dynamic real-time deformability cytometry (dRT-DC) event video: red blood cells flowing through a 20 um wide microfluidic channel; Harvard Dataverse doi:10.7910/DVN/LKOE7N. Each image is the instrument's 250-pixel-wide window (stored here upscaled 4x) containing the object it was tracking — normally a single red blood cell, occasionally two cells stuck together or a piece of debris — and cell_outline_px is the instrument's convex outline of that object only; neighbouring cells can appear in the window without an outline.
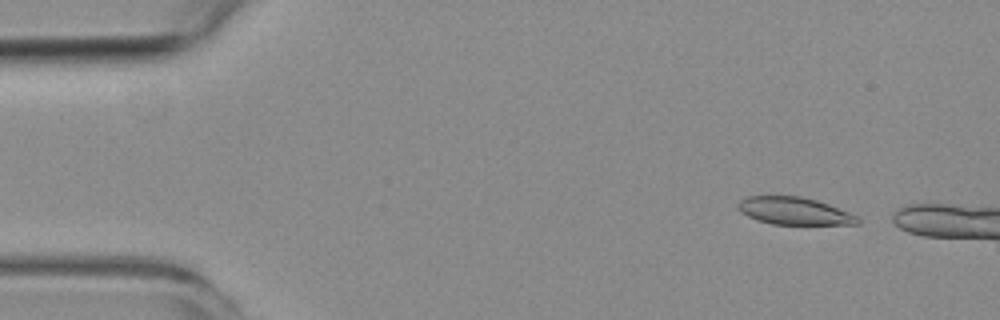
{"species": "common noctule bat (a hibernating species)", "species_latin": "Nyctalus noctula", "temperature_condition": "room temperature", "stored_images_in_passage": 3, "camera_frame_rate_fps": 3000, "um_per_image_px": 0.085, "animal": {"sex": "female", "body_mass_g": 19.3, "forearm_length_mm": 54.1}, "frame": {"image": 1, "passage_image": 1, "time_ms": 0.0, "image_size_px": [1000, 320], "cell_outline_px": [[860, 224], [772, 224], [756, 220], [740, 212], [736, 208], [740, 200], [748, 196], [800, 196], [816, 200], [828, 204], [848, 212], [856, 216], [860, 220]], "centroid_in_image_um": [67.47, 17.93], "position_along_channel_um": 17.5, "area_um2": 19.02}}